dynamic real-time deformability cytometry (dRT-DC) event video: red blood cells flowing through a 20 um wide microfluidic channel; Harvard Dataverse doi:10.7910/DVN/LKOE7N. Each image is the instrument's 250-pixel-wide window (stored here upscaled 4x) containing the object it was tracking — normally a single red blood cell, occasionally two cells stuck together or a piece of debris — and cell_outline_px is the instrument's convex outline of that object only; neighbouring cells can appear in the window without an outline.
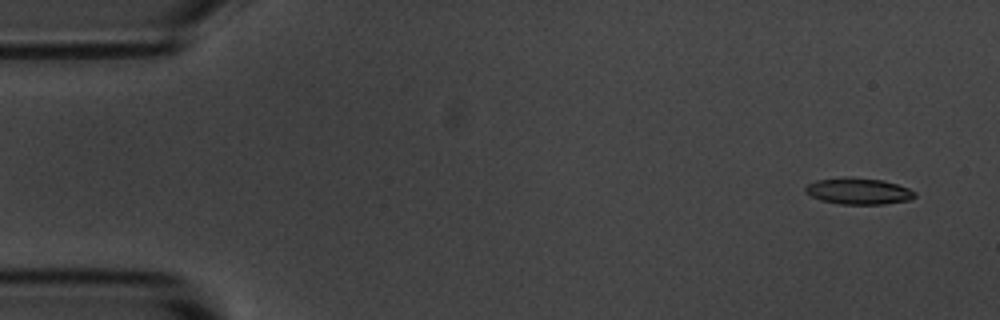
{"species": "common noctule bat (a hibernating species)", "species_latin": "Nyctalus noctula", "temperature_condition": "room temperature", "stored_images_in_passage": 53, "camera_frame_rate_fps": 3000, "um_per_image_px": 0.085, "animal": {"sex": "male", "body_mass_g": 20.1, "forearm_length_mm": 53.5}, "frame": {"image": 1, "passage_image": 1, "time_ms": 0.0, "image_size_px": [1000, 320], "cell_outline_px": [[916, 196], [908, 200], [884, 204], [840, 204], [820, 200], [804, 192], [804, 188], [808, 184], [816, 180], [844, 176], [852, 176], [884, 180], [908, 188], [916, 192]], "centroid_in_image_um": [72.94, 16.23], "position_along_channel_um": 12.1, "area_um2": 17.05}}
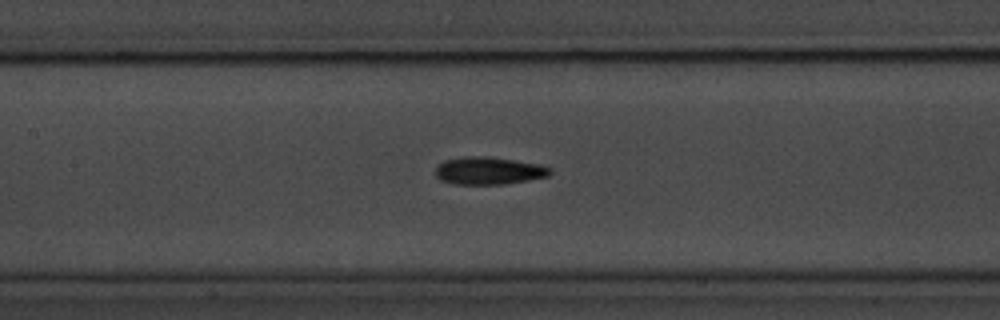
{"frame": {"image": 2, "passage_image": 23, "time_ms": 7.333, "image_size_px": [1000, 320], "cell_outline_px": [[552, 172], [548, 176], [528, 180], [504, 184], [452, 184], [440, 180], [436, 176], [436, 168], [444, 160], [464, 156], [484, 156], [540, 164], [552, 168]], "centroid_in_image_um": [41.54, 14.51], "position_along_channel_um": 165.9, "area_um2": 18.38}}
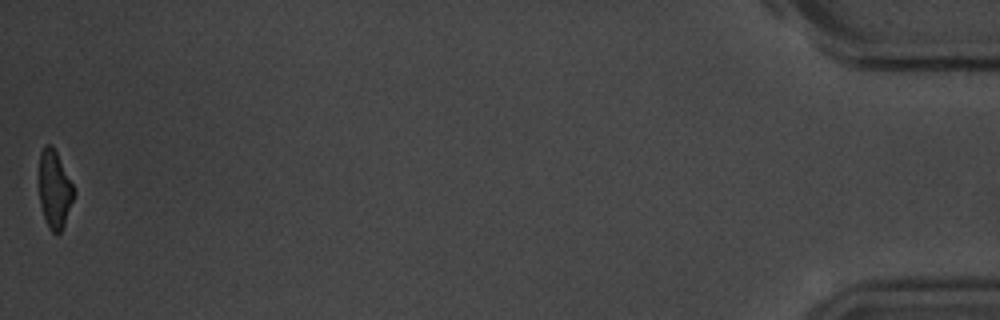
{"frame": {"image": 3, "passage_image": 53, "time_ms": 17.333, "image_size_px": [1000, 320], "cell_outline_px": [[76, 192], [64, 224], [60, 232], [56, 236], [48, 228], [40, 204], [40, 152], [44, 144], [52, 144]], "centroid_in_image_um": [4.64, 16.11], "position_along_channel_um": 430.6, "area_um2": 15.55}, "authors_computed_cell_mechanics": {"area_um2": 17.5712, "velocity_mm_per_s": 3.6275, "shape_relaxation_time_tau1_ms": 4.0444, "shape_relaxation_time_tau2_ms": 3.5433, "deformation_change_tau1": 0.1304, "deformation_change_tau2": 0.118}}